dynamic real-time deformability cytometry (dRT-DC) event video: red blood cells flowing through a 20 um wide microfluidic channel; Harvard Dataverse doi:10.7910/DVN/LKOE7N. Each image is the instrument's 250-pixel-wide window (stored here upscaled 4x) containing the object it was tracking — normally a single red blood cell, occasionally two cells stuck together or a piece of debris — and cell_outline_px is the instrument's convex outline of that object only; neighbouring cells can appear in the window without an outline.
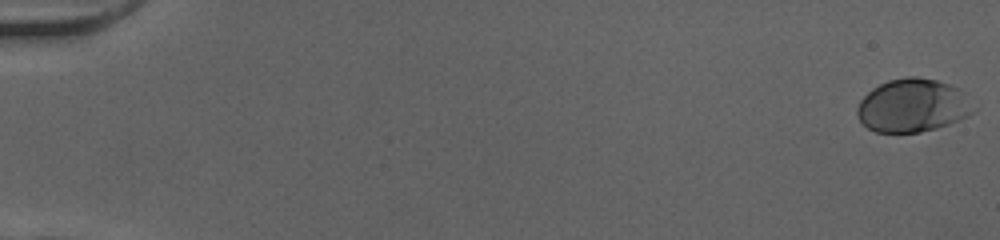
{"species": "human", "species_latin": "Homo sapiens", "temperature_condition": "cold", "stored_images_in_passage": 52, "camera_frame_rate_fps": 3000, "um_per_image_px": 0.085, "donor": {"sex": "female"}, "frame": {"image": 1, "passage_image": 1, "time_ms": 0.0, "image_size_px": [1000, 240], "cell_outline_px": [[976, 108], [968, 116], [948, 124], [936, 128], [920, 132], [876, 132], [868, 128], [860, 120], [856, 112], [856, 108], [860, 100], [872, 88], [888, 80], [908, 76], [916, 76], [936, 80], [948, 84], [964, 92]], "centroid_in_image_um": [77.57, 8.96], "position_along_channel_um": 7.4, "area_um2": 36.01}}
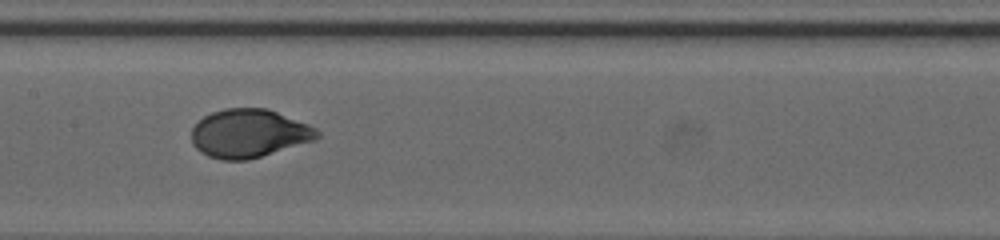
{"frame": {"image": 2, "passage_image": 28, "time_ms": 9.0, "image_size_px": [1000, 240], "cell_outline_px": [[320, 136], [316, 140], [248, 160], [220, 160], [208, 156], [200, 152], [192, 144], [192, 128], [204, 116], [212, 112], [224, 108], [268, 108], [308, 124], [316, 128], [320, 132]], "centroid_in_image_um": [21.17, 11.34], "position_along_channel_um": 186.2, "area_um2": 35.6}}
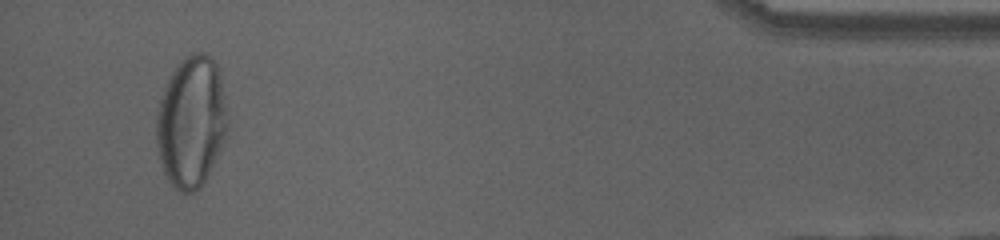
{"frame": {"image": 3, "passage_image": 50, "time_ms": 16.333, "image_size_px": [1000, 240], "cell_outline_px": [[224, 136], [220, 148], [208, 176], [200, 188], [196, 192], [180, 192], [168, 180], [164, 172], [160, 160], [156, 144], [156, 112], [160, 96], [176, 64], [180, 60], [192, 52], [204, 52], [216, 64], [220, 76], [224, 104]], "centroid_in_image_um": [16.19, 10.36], "position_along_channel_um": 419.0, "area_um2": 53.7}, "authors_computed_cell_mechanics": {"area_um2": 35.4314, "velocity_mm_per_s": 4.0262, "shape_relaxation_time_tau1_ms": 3.3193, "shape_relaxation_time_tau2_ms": null, "deformation_change_tau1": 0.1954, "deformation_change_tau2": null}}